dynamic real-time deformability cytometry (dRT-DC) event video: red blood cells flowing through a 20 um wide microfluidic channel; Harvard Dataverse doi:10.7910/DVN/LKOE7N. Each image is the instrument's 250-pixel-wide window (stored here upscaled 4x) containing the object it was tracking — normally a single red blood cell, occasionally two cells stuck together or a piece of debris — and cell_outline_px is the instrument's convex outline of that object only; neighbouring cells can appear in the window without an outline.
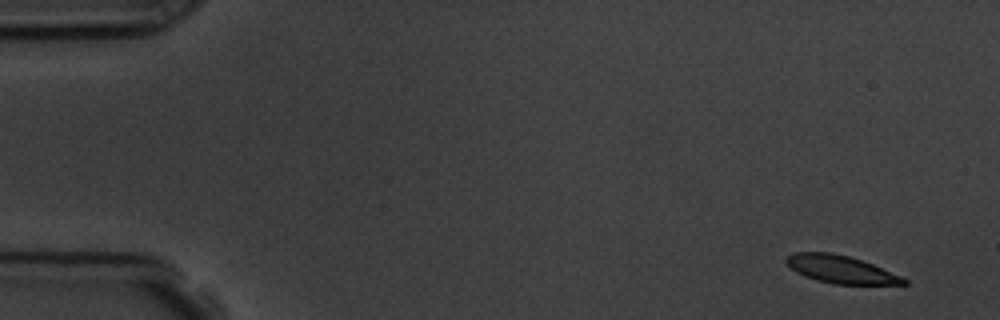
{"species": "common noctule bat (a hibernating species)", "species_latin": "Nyctalus noctula", "temperature_condition": "room temperature", "stored_images_in_passage": 4, "camera_frame_rate_fps": 3000, "um_per_image_px": 0.085, "animal": {"sex": "male", "body_mass_g": 19.5, "forearm_length_mm": 54.6}, "frame": {"image": 1, "passage_image": 1, "time_ms": 0.0, "image_size_px": [1000, 320], "cell_outline_px": [[908, 284], [832, 284], [816, 280], [804, 276], [796, 272], [784, 260], [792, 252], [828, 252], [848, 256], [872, 264], [900, 276], [908, 280]], "centroid_in_image_um": [71.43, 22.9], "position_along_channel_um": 13.6, "area_um2": 18.73}}
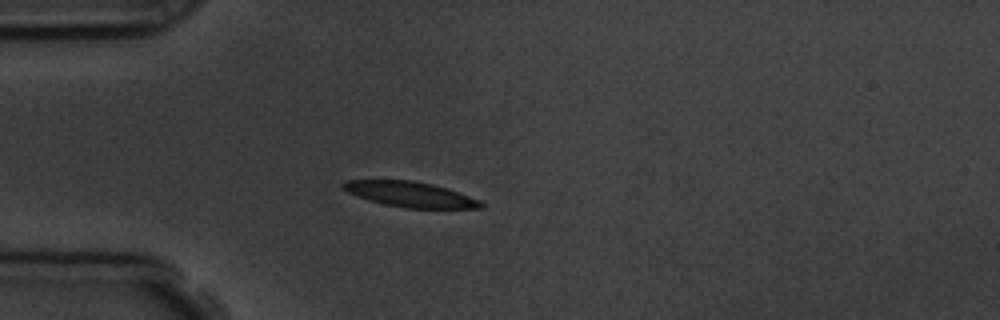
{"frame": {"image": 2, "passage_image": 4, "time_ms": 4.0, "image_size_px": [1000, 320], "cell_outline_px": [[484, 208], [404, 208], [384, 204], [368, 200], [356, 196], [340, 188], [340, 184], [344, 180], [412, 180], [432, 184], [480, 200], [484, 204]], "centroid_in_image_um": [34.79, 16.52], "position_along_channel_um": 50.2, "area_um2": 20.29}}